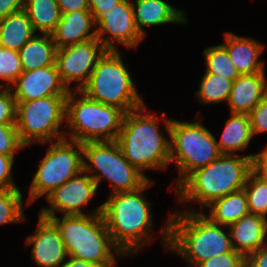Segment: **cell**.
<instances>
[{
  "mask_svg": "<svg viewBox=\"0 0 267 267\" xmlns=\"http://www.w3.org/2000/svg\"><path fill=\"white\" fill-rule=\"evenodd\" d=\"M202 210L171 214L161 233L166 250L180 254L191 267L234 250L230 233L227 235L222 225L212 222Z\"/></svg>",
  "mask_w": 267,
  "mask_h": 267,
  "instance_id": "6da1fadb",
  "label": "cell"
},
{
  "mask_svg": "<svg viewBox=\"0 0 267 267\" xmlns=\"http://www.w3.org/2000/svg\"><path fill=\"white\" fill-rule=\"evenodd\" d=\"M256 157L257 154H221L207 166L191 173L175 189L178 201H197L205 208L215 199L243 189L254 169Z\"/></svg>",
  "mask_w": 267,
  "mask_h": 267,
  "instance_id": "7a4b0ae2",
  "label": "cell"
},
{
  "mask_svg": "<svg viewBox=\"0 0 267 267\" xmlns=\"http://www.w3.org/2000/svg\"><path fill=\"white\" fill-rule=\"evenodd\" d=\"M150 185L153 184L149 179L137 190L110 194L102 204V215L113 243L130 256L150 241L151 203L142 194Z\"/></svg>",
  "mask_w": 267,
  "mask_h": 267,
  "instance_id": "3957f363",
  "label": "cell"
},
{
  "mask_svg": "<svg viewBox=\"0 0 267 267\" xmlns=\"http://www.w3.org/2000/svg\"><path fill=\"white\" fill-rule=\"evenodd\" d=\"M143 105L124 115L117 138L124 157L140 172L166 169L170 164V139L159 132L158 119Z\"/></svg>",
  "mask_w": 267,
  "mask_h": 267,
  "instance_id": "277c9868",
  "label": "cell"
},
{
  "mask_svg": "<svg viewBox=\"0 0 267 267\" xmlns=\"http://www.w3.org/2000/svg\"><path fill=\"white\" fill-rule=\"evenodd\" d=\"M51 220L59 228L68 256L100 265L113 261L118 255H129L113 243L102 205L90 215L53 216Z\"/></svg>",
  "mask_w": 267,
  "mask_h": 267,
  "instance_id": "5b68a950",
  "label": "cell"
},
{
  "mask_svg": "<svg viewBox=\"0 0 267 267\" xmlns=\"http://www.w3.org/2000/svg\"><path fill=\"white\" fill-rule=\"evenodd\" d=\"M75 93L83 96L74 98ZM75 93L70 90L66 97L65 119L68 129H71L67 131L66 139L82 144L117 140L125 113L119 108L94 101L81 91Z\"/></svg>",
  "mask_w": 267,
  "mask_h": 267,
  "instance_id": "8992f818",
  "label": "cell"
},
{
  "mask_svg": "<svg viewBox=\"0 0 267 267\" xmlns=\"http://www.w3.org/2000/svg\"><path fill=\"white\" fill-rule=\"evenodd\" d=\"M118 50H106L98 59L87 84V97L122 110L125 114L144 104Z\"/></svg>",
  "mask_w": 267,
  "mask_h": 267,
  "instance_id": "52a82bcc",
  "label": "cell"
},
{
  "mask_svg": "<svg viewBox=\"0 0 267 267\" xmlns=\"http://www.w3.org/2000/svg\"><path fill=\"white\" fill-rule=\"evenodd\" d=\"M167 133L170 137V163L175 161L180 178L178 187L191 173L203 168L217 159L222 153L215 136L200 122H182L165 118Z\"/></svg>",
  "mask_w": 267,
  "mask_h": 267,
  "instance_id": "ba28073f",
  "label": "cell"
},
{
  "mask_svg": "<svg viewBox=\"0 0 267 267\" xmlns=\"http://www.w3.org/2000/svg\"><path fill=\"white\" fill-rule=\"evenodd\" d=\"M82 145L83 170L87 173L98 171L96 174H89L97 187L103 177L111 182V194L137 190L149 180L147 175L132 166L124 157L116 140L86 142Z\"/></svg>",
  "mask_w": 267,
  "mask_h": 267,
  "instance_id": "9c48e42d",
  "label": "cell"
},
{
  "mask_svg": "<svg viewBox=\"0 0 267 267\" xmlns=\"http://www.w3.org/2000/svg\"><path fill=\"white\" fill-rule=\"evenodd\" d=\"M67 96L53 95L30 101H17L16 130L24 147L35 141L51 143L55 138L57 141L66 138V133L59 130L66 115Z\"/></svg>",
  "mask_w": 267,
  "mask_h": 267,
  "instance_id": "30bf717a",
  "label": "cell"
},
{
  "mask_svg": "<svg viewBox=\"0 0 267 267\" xmlns=\"http://www.w3.org/2000/svg\"><path fill=\"white\" fill-rule=\"evenodd\" d=\"M50 145L29 188L28 204L41 196L46 197L83 171L82 143L64 138Z\"/></svg>",
  "mask_w": 267,
  "mask_h": 267,
  "instance_id": "8fae6325",
  "label": "cell"
},
{
  "mask_svg": "<svg viewBox=\"0 0 267 267\" xmlns=\"http://www.w3.org/2000/svg\"><path fill=\"white\" fill-rule=\"evenodd\" d=\"M105 51L98 39H90L57 49L56 65L66 88L72 90L69 84L77 80L79 83L76 84L75 90L81 91Z\"/></svg>",
  "mask_w": 267,
  "mask_h": 267,
  "instance_id": "7c38bea8",
  "label": "cell"
},
{
  "mask_svg": "<svg viewBox=\"0 0 267 267\" xmlns=\"http://www.w3.org/2000/svg\"><path fill=\"white\" fill-rule=\"evenodd\" d=\"M97 189L96 182L83 170L48 194L50 206L43 207L38 214L48 219L56 216L55 211L63 215H85L81 208L96 195Z\"/></svg>",
  "mask_w": 267,
  "mask_h": 267,
  "instance_id": "4fadbf2b",
  "label": "cell"
},
{
  "mask_svg": "<svg viewBox=\"0 0 267 267\" xmlns=\"http://www.w3.org/2000/svg\"><path fill=\"white\" fill-rule=\"evenodd\" d=\"M97 39L106 50H117L115 41L128 48L137 47L144 38L138 31L132 2L121 0L108 13L103 14L97 21ZM110 34V37H102Z\"/></svg>",
  "mask_w": 267,
  "mask_h": 267,
  "instance_id": "5bb4252c",
  "label": "cell"
},
{
  "mask_svg": "<svg viewBox=\"0 0 267 267\" xmlns=\"http://www.w3.org/2000/svg\"><path fill=\"white\" fill-rule=\"evenodd\" d=\"M16 101H30L53 95H68L69 91L63 84L57 65L38 68L23 72L11 85Z\"/></svg>",
  "mask_w": 267,
  "mask_h": 267,
  "instance_id": "9a60e30c",
  "label": "cell"
},
{
  "mask_svg": "<svg viewBox=\"0 0 267 267\" xmlns=\"http://www.w3.org/2000/svg\"><path fill=\"white\" fill-rule=\"evenodd\" d=\"M27 244L33 245L32 260L38 267H60L68 257L59 228L41 215L35 233L27 237Z\"/></svg>",
  "mask_w": 267,
  "mask_h": 267,
  "instance_id": "2e32d148",
  "label": "cell"
},
{
  "mask_svg": "<svg viewBox=\"0 0 267 267\" xmlns=\"http://www.w3.org/2000/svg\"><path fill=\"white\" fill-rule=\"evenodd\" d=\"M265 72L243 74L237 77L227 101L231 113L249 114L267 95Z\"/></svg>",
  "mask_w": 267,
  "mask_h": 267,
  "instance_id": "e0dca14e",
  "label": "cell"
},
{
  "mask_svg": "<svg viewBox=\"0 0 267 267\" xmlns=\"http://www.w3.org/2000/svg\"><path fill=\"white\" fill-rule=\"evenodd\" d=\"M233 249L247 257L267 244V219L248 214L228 226Z\"/></svg>",
  "mask_w": 267,
  "mask_h": 267,
  "instance_id": "ac0fdd59",
  "label": "cell"
},
{
  "mask_svg": "<svg viewBox=\"0 0 267 267\" xmlns=\"http://www.w3.org/2000/svg\"><path fill=\"white\" fill-rule=\"evenodd\" d=\"M93 24L96 25V21L89 10L62 14L59 24L51 33L53 42L59 49L90 39H97L96 29L90 32Z\"/></svg>",
  "mask_w": 267,
  "mask_h": 267,
  "instance_id": "d6986e66",
  "label": "cell"
},
{
  "mask_svg": "<svg viewBox=\"0 0 267 267\" xmlns=\"http://www.w3.org/2000/svg\"><path fill=\"white\" fill-rule=\"evenodd\" d=\"M225 39L221 45L227 50L240 75L264 72L265 65L258 60L264 46L250 37H239L230 32L225 33Z\"/></svg>",
  "mask_w": 267,
  "mask_h": 267,
  "instance_id": "ffe728a7",
  "label": "cell"
},
{
  "mask_svg": "<svg viewBox=\"0 0 267 267\" xmlns=\"http://www.w3.org/2000/svg\"><path fill=\"white\" fill-rule=\"evenodd\" d=\"M132 7L136 27L143 37L146 35L143 30L145 26L187 22L183 10L163 0H135Z\"/></svg>",
  "mask_w": 267,
  "mask_h": 267,
  "instance_id": "44dd1931",
  "label": "cell"
},
{
  "mask_svg": "<svg viewBox=\"0 0 267 267\" xmlns=\"http://www.w3.org/2000/svg\"><path fill=\"white\" fill-rule=\"evenodd\" d=\"M41 35L35 34L18 51L23 72L56 64L57 47L51 34Z\"/></svg>",
  "mask_w": 267,
  "mask_h": 267,
  "instance_id": "7402d4cb",
  "label": "cell"
},
{
  "mask_svg": "<svg viewBox=\"0 0 267 267\" xmlns=\"http://www.w3.org/2000/svg\"><path fill=\"white\" fill-rule=\"evenodd\" d=\"M205 208H210V213L206 217L212 222L222 225L223 228L249 214L247 196L244 189L215 199Z\"/></svg>",
  "mask_w": 267,
  "mask_h": 267,
  "instance_id": "603a6c76",
  "label": "cell"
},
{
  "mask_svg": "<svg viewBox=\"0 0 267 267\" xmlns=\"http://www.w3.org/2000/svg\"><path fill=\"white\" fill-rule=\"evenodd\" d=\"M35 31L26 11L20 10L0 19V46L19 51Z\"/></svg>",
  "mask_w": 267,
  "mask_h": 267,
  "instance_id": "cb8c5ba5",
  "label": "cell"
},
{
  "mask_svg": "<svg viewBox=\"0 0 267 267\" xmlns=\"http://www.w3.org/2000/svg\"><path fill=\"white\" fill-rule=\"evenodd\" d=\"M221 138L217 142L222 154H233L247 148L253 138L248 114L230 113ZM233 151V152H232Z\"/></svg>",
  "mask_w": 267,
  "mask_h": 267,
  "instance_id": "d4e9b609",
  "label": "cell"
},
{
  "mask_svg": "<svg viewBox=\"0 0 267 267\" xmlns=\"http://www.w3.org/2000/svg\"><path fill=\"white\" fill-rule=\"evenodd\" d=\"M28 18L35 32L51 34L61 19L57 0H25Z\"/></svg>",
  "mask_w": 267,
  "mask_h": 267,
  "instance_id": "484cf974",
  "label": "cell"
},
{
  "mask_svg": "<svg viewBox=\"0 0 267 267\" xmlns=\"http://www.w3.org/2000/svg\"><path fill=\"white\" fill-rule=\"evenodd\" d=\"M233 82L221 75L205 72L200 83V89L195 95L203 104L227 102Z\"/></svg>",
  "mask_w": 267,
  "mask_h": 267,
  "instance_id": "4316f807",
  "label": "cell"
},
{
  "mask_svg": "<svg viewBox=\"0 0 267 267\" xmlns=\"http://www.w3.org/2000/svg\"><path fill=\"white\" fill-rule=\"evenodd\" d=\"M243 189L247 196L249 213L267 219V182L265 179L253 169Z\"/></svg>",
  "mask_w": 267,
  "mask_h": 267,
  "instance_id": "83f0119b",
  "label": "cell"
},
{
  "mask_svg": "<svg viewBox=\"0 0 267 267\" xmlns=\"http://www.w3.org/2000/svg\"><path fill=\"white\" fill-rule=\"evenodd\" d=\"M203 54L207 66L206 73L218 74L231 81L240 76L227 50L221 44L206 48Z\"/></svg>",
  "mask_w": 267,
  "mask_h": 267,
  "instance_id": "f1b7e54d",
  "label": "cell"
},
{
  "mask_svg": "<svg viewBox=\"0 0 267 267\" xmlns=\"http://www.w3.org/2000/svg\"><path fill=\"white\" fill-rule=\"evenodd\" d=\"M19 188L0 190V225L25 221Z\"/></svg>",
  "mask_w": 267,
  "mask_h": 267,
  "instance_id": "f546056e",
  "label": "cell"
},
{
  "mask_svg": "<svg viewBox=\"0 0 267 267\" xmlns=\"http://www.w3.org/2000/svg\"><path fill=\"white\" fill-rule=\"evenodd\" d=\"M23 73L19 53L0 46V79L7 81L6 86L11 87L15 80Z\"/></svg>",
  "mask_w": 267,
  "mask_h": 267,
  "instance_id": "4dcf8cb0",
  "label": "cell"
},
{
  "mask_svg": "<svg viewBox=\"0 0 267 267\" xmlns=\"http://www.w3.org/2000/svg\"><path fill=\"white\" fill-rule=\"evenodd\" d=\"M20 148L25 147L19 140L16 124H0V153L15 156Z\"/></svg>",
  "mask_w": 267,
  "mask_h": 267,
  "instance_id": "1f68e13d",
  "label": "cell"
},
{
  "mask_svg": "<svg viewBox=\"0 0 267 267\" xmlns=\"http://www.w3.org/2000/svg\"><path fill=\"white\" fill-rule=\"evenodd\" d=\"M0 89V124H16L17 101L12 93V88Z\"/></svg>",
  "mask_w": 267,
  "mask_h": 267,
  "instance_id": "d6a6232c",
  "label": "cell"
},
{
  "mask_svg": "<svg viewBox=\"0 0 267 267\" xmlns=\"http://www.w3.org/2000/svg\"><path fill=\"white\" fill-rule=\"evenodd\" d=\"M197 267H246V257L235 250L213 256L201 262Z\"/></svg>",
  "mask_w": 267,
  "mask_h": 267,
  "instance_id": "836d02e7",
  "label": "cell"
},
{
  "mask_svg": "<svg viewBox=\"0 0 267 267\" xmlns=\"http://www.w3.org/2000/svg\"><path fill=\"white\" fill-rule=\"evenodd\" d=\"M248 115L253 136L267 131V95Z\"/></svg>",
  "mask_w": 267,
  "mask_h": 267,
  "instance_id": "e575fe53",
  "label": "cell"
},
{
  "mask_svg": "<svg viewBox=\"0 0 267 267\" xmlns=\"http://www.w3.org/2000/svg\"><path fill=\"white\" fill-rule=\"evenodd\" d=\"M15 156L0 153V190L18 188L12 179V167Z\"/></svg>",
  "mask_w": 267,
  "mask_h": 267,
  "instance_id": "d590c367",
  "label": "cell"
},
{
  "mask_svg": "<svg viewBox=\"0 0 267 267\" xmlns=\"http://www.w3.org/2000/svg\"><path fill=\"white\" fill-rule=\"evenodd\" d=\"M121 0H88L89 11L97 21L103 14L108 13Z\"/></svg>",
  "mask_w": 267,
  "mask_h": 267,
  "instance_id": "8d00e7d4",
  "label": "cell"
},
{
  "mask_svg": "<svg viewBox=\"0 0 267 267\" xmlns=\"http://www.w3.org/2000/svg\"><path fill=\"white\" fill-rule=\"evenodd\" d=\"M61 14L89 10L88 0H57Z\"/></svg>",
  "mask_w": 267,
  "mask_h": 267,
  "instance_id": "74e56055",
  "label": "cell"
},
{
  "mask_svg": "<svg viewBox=\"0 0 267 267\" xmlns=\"http://www.w3.org/2000/svg\"><path fill=\"white\" fill-rule=\"evenodd\" d=\"M246 267H267L266 245L246 257Z\"/></svg>",
  "mask_w": 267,
  "mask_h": 267,
  "instance_id": "f35d334b",
  "label": "cell"
},
{
  "mask_svg": "<svg viewBox=\"0 0 267 267\" xmlns=\"http://www.w3.org/2000/svg\"><path fill=\"white\" fill-rule=\"evenodd\" d=\"M25 0H0V19L7 17L11 13L23 10Z\"/></svg>",
  "mask_w": 267,
  "mask_h": 267,
  "instance_id": "ab89813d",
  "label": "cell"
},
{
  "mask_svg": "<svg viewBox=\"0 0 267 267\" xmlns=\"http://www.w3.org/2000/svg\"><path fill=\"white\" fill-rule=\"evenodd\" d=\"M69 260L63 263L60 267H94L95 264L89 261L76 259L68 256Z\"/></svg>",
  "mask_w": 267,
  "mask_h": 267,
  "instance_id": "60d3db41",
  "label": "cell"
},
{
  "mask_svg": "<svg viewBox=\"0 0 267 267\" xmlns=\"http://www.w3.org/2000/svg\"><path fill=\"white\" fill-rule=\"evenodd\" d=\"M256 154L257 157L254 160V166H267V147Z\"/></svg>",
  "mask_w": 267,
  "mask_h": 267,
  "instance_id": "b9f144b4",
  "label": "cell"
},
{
  "mask_svg": "<svg viewBox=\"0 0 267 267\" xmlns=\"http://www.w3.org/2000/svg\"><path fill=\"white\" fill-rule=\"evenodd\" d=\"M254 169L265 179L267 182V166H254Z\"/></svg>",
  "mask_w": 267,
  "mask_h": 267,
  "instance_id": "7bdbcfd3",
  "label": "cell"
},
{
  "mask_svg": "<svg viewBox=\"0 0 267 267\" xmlns=\"http://www.w3.org/2000/svg\"><path fill=\"white\" fill-rule=\"evenodd\" d=\"M116 259H114L113 261L107 263V264H100V265H95L94 267H113L116 265Z\"/></svg>",
  "mask_w": 267,
  "mask_h": 267,
  "instance_id": "ee69618b",
  "label": "cell"
}]
</instances>
